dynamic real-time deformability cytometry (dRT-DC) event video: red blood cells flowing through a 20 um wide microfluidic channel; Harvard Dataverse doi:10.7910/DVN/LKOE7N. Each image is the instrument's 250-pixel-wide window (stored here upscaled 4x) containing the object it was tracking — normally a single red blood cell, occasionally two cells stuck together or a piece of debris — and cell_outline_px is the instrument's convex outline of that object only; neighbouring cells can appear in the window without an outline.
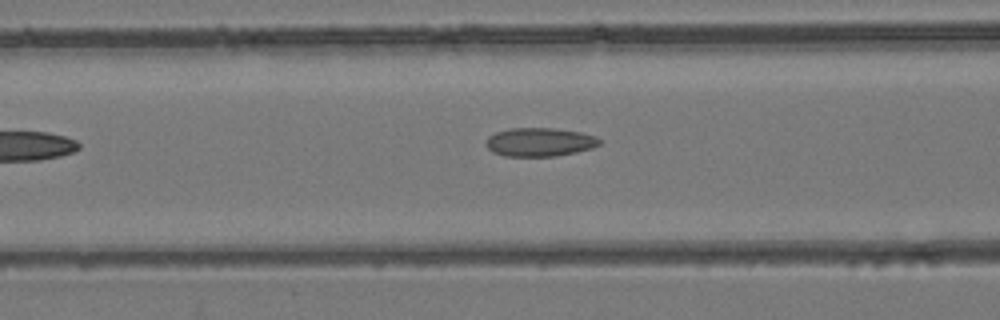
{"species": "common noctule bat (a hibernating species)", "species_latin": "Nyctalus noctula", "temperature_condition": "room temperature", "stored_images_in_passage": 22, "camera_frame_rate_fps": 3000, "um_per_image_px": 0.085, "animal": {"sex": "female", "body_mass_g": 24.6, "forearm_length_mm": 56.2}, "frame": {"image": 1, "passage_image": 4, "time_ms": 1.0, "image_size_px": [1000, 320], "cell_outline_px": [[600, 144], [592, 148], [576, 152], [556, 156], [504, 156], [492, 152], [488, 148], [488, 136], [496, 132], [508, 128], [552, 128], [580, 132], [596, 136], [600, 140]], "centroid_in_image_um": [45.88, 12.07], "position_along_channel_um": 120.7, "area_um2": 18.84}}
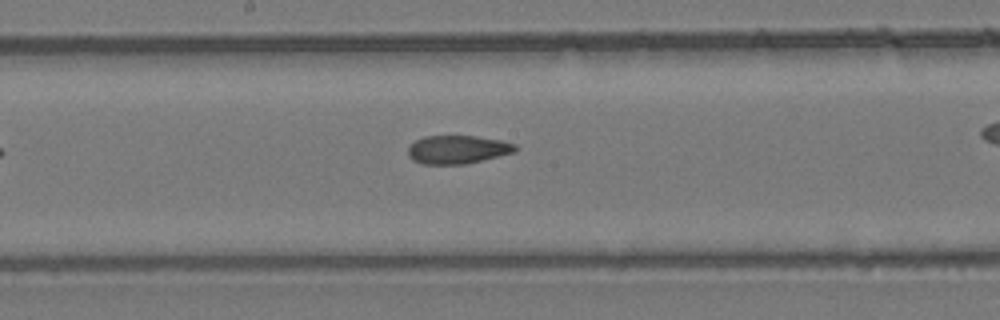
{"frame": {"image": 2, "passage_image": 10, "time_ms": 3.0, "image_size_px": [1000, 320], "cell_outline_px": [[516, 152], [468, 164], [420, 164], [412, 160], [408, 156], [408, 148], [416, 140], [424, 136], [476, 136], [500, 140], [516, 144]], "centroid_in_image_um": [38.89, 12.72], "position_along_channel_um": 209.3, "area_um2": 17.86}}
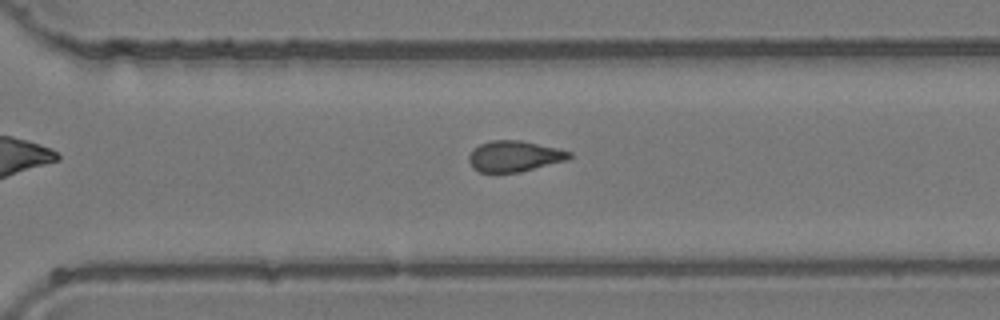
{"frame": {"image": 3, "passage_image": 18, "time_ms": 5.667, "image_size_px": [1000, 320], "cell_outline_px": [[572, 156], [568, 160], [520, 172], [480, 172], [472, 168], [468, 160], [468, 156], [472, 148], [480, 144], [492, 140], [520, 140], [560, 148], [572, 152]], "centroid_in_image_um": [43.73, 13.27], "position_along_channel_um": 326.9, "area_um2": 18.32}}